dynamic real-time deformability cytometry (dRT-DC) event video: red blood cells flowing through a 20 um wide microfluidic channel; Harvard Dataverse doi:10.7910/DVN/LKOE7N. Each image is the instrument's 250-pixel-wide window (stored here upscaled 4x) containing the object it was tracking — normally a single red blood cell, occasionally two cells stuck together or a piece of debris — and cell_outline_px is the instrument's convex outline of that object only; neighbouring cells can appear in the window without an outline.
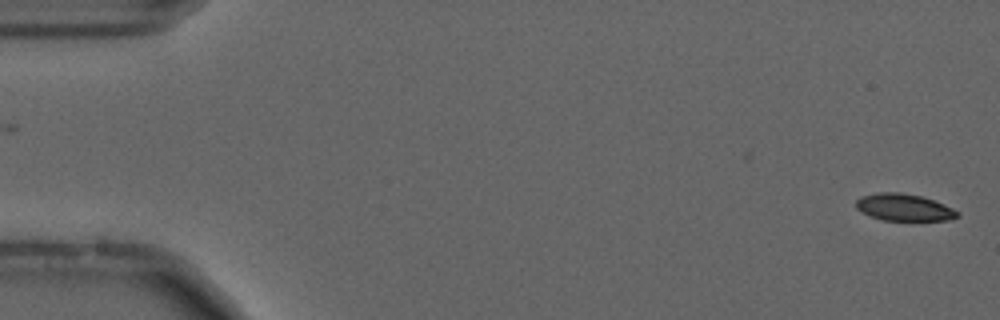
{"species": "common noctule bat (a hibernating species)", "species_latin": "Nyctalus noctula", "temperature_condition": "cold", "stored_images_in_passage": 46, "camera_frame_rate_fps": 3000, "um_per_image_px": 0.085, "animal": {"sex": "male", "forearm_length_mm": 52.5}, "frame": {"image": 1, "passage_image": 2, "time_ms": 0.333, "image_size_px": [1000, 320], "cell_outline_px": [[960, 216], [952, 220], [880, 220], [856, 208], [856, 200], [860, 196], [876, 192], [900, 192], [920, 196], [944, 204], [960, 212]], "centroid_in_image_um": [76.85, 17.62], "position_along_channel_um": 8.1, "area_um2": 15.95}}
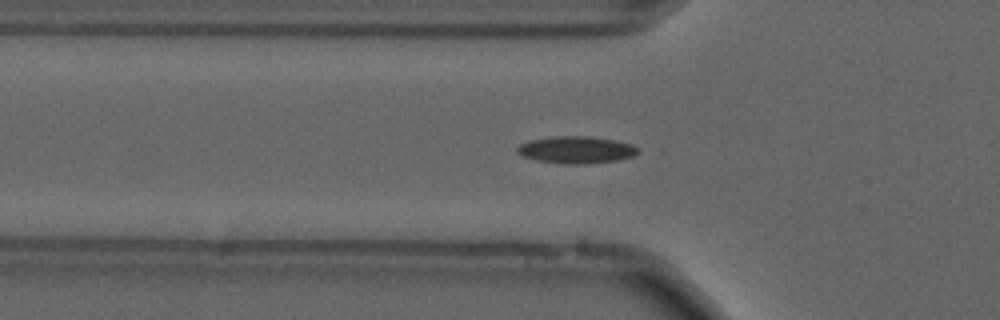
{"frame": {"image": 2, "passage_image": 19, "time_ms": 6.0, "image_size_px": [1000, 320], "cell_outline_px": [[640, 152], [632, 156], [616, 160], [584, 164], [564, 164], [536, 160], [524, 156], [516, 152], [516, 148], [520, 144], [528, 140], [552, 136], [588, 136], [616, 140], [632, 144], [640, 148]], "centroid_in_image_um": [48.98, 12.72], "position_along_channel_um": 76.8, "area_um2": 19.19}, "authors_computed_cell_mechanics": {"area_um2": 17.1088, "velocity_mm_per_s": 3.6951, "shape_relaxation_time_tau1_ms": 7.5406, "shape_relaxation_time_tau2_ms": 3.9335, "deformation_change_tau1": 0.1686, "deformation_change_tau2": 0.0918}}